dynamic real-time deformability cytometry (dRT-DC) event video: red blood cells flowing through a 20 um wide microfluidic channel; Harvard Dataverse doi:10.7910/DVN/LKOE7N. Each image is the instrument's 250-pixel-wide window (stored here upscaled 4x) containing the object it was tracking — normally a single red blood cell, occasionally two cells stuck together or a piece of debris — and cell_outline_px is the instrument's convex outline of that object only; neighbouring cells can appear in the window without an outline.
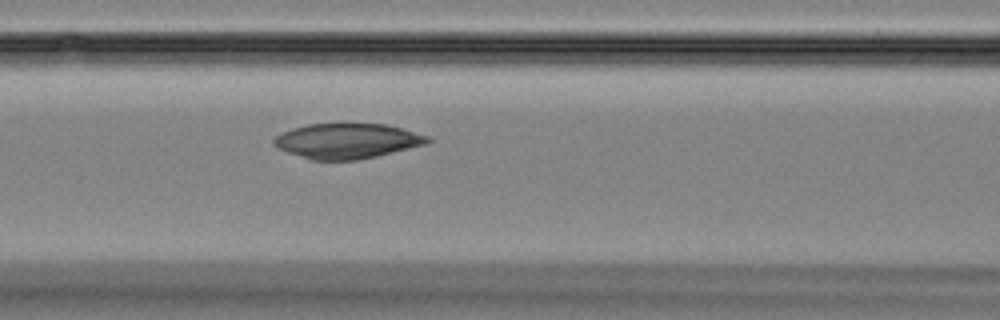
{"species": "Egyptian fruit bat (a non-hibernating species)", "species_latin": "Rousettus aegyptiacus", "temperature_condition": "room temperature", "stored_images_in_passage": 47, "camera_frame_rate_fps": 3000, "um_per_image_px": 0.085, "animal": {"sex": "female"}, "frame": {"image": 1, "passage_image": 22, "time_ms": 7.0, "image_size_px": [1000, 320], "cell_outline_px": [[432, 140], [428, 144], [376, 156], [356, 160], [312, 160], [276, 148], [272, 144], [272, 140], [276, 136], [292, 128], [308, 124], [384, 124], [400, 128], [428, 136]], "centroid_in_image_um": [29.49, 11.99], "position_along_channel_um": 137.1, "area_um2": 31.27}}
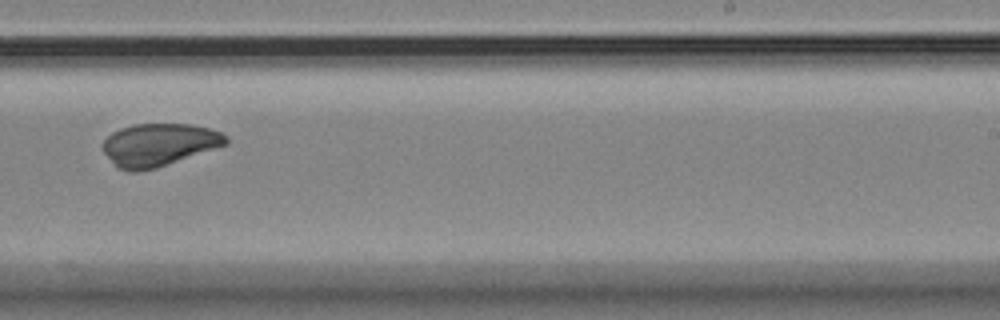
{"frame": {"image": 2, "passage_image": 33, "time_ms": 10.667, "image_size_px": [1000, 320], "cell_outline_px": [[228, 144], [156, 168], [136, 172], [128, 172], [116, 168], [112, 164], [100, 148], [100, 144], [112, 132], [120, 128], [136, 124], [192, 124], [208, 128], [220, 132], [228, 136]], "centroid_in_image_um": [13.45, 12.31], "position_along_channel_um": 275.6, "area_um2": 30.92}}
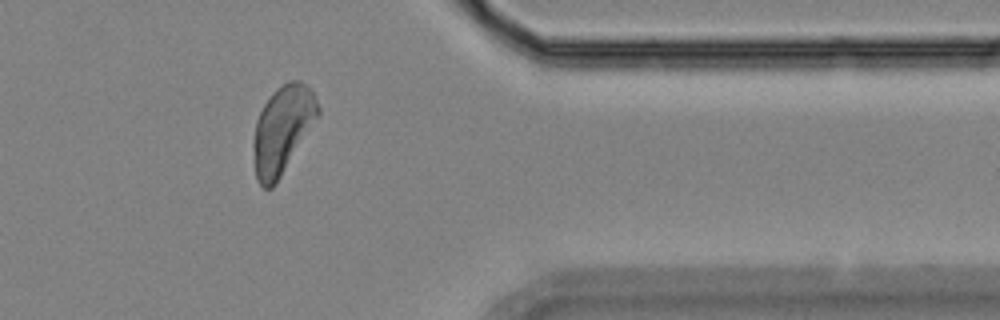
{"frame": {"image": 3, "passage_image": 43, "time_ms": 14.0, "image_size_px": [1000, 320], "cell_outline_px": [[320, 112], [276, 184], [272, 188], [264, 188], [256, 180], [252, 148], [252, 140], [256, 120], [264, 104], [272, 92], [276, 88], [292, 80], [300, 80], [308, 84], [320, 108]], "centroid_in_image_um": [23.97, 11.02], "position_along_channel_um": 387.4, "area_um2": 32.77}}